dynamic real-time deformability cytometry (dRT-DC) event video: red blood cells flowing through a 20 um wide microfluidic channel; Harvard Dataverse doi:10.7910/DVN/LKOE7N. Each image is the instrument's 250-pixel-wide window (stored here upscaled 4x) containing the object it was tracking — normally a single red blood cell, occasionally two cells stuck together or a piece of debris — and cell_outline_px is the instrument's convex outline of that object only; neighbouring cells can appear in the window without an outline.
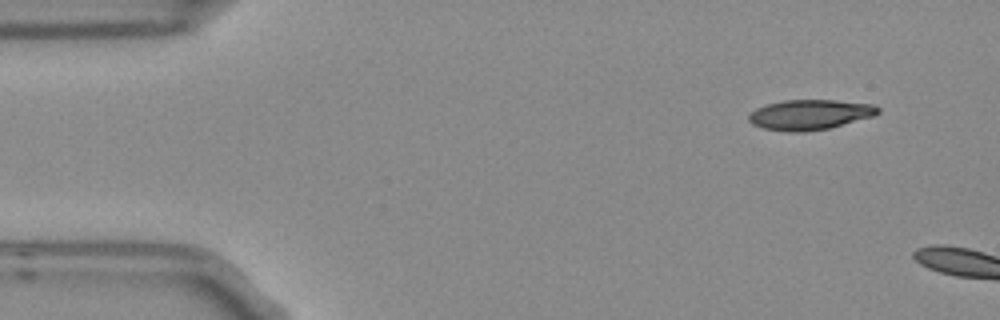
{"species": "Egyptian fruit bat (a non-hibernating species)", "species_latin": "Rousettus aegyptiacus", "temperature_condition": "room temperature", "stored_images_in_passage": 4, "camera_frame_rate_fps": 3000, "um_per_image_px": 0.085, "frame": {"image": 1, "passage_image": 1, "time_ms": 0.0, "image_size_px": [1000, 320], "cell_outline_px": [[880, 112], [872, 116], [828, 128], [804, 132], [788, 132], [764, 128], [752, 124], [748, 120], [748, 116], [756, 108], [764, 104], [784, 100], [836, 100], [872, 104], [880, 108]], "centroid_in_image_um": [68.8, 9.74], "position_along_channel_um": 16.2, "area_um2": 22.6}}